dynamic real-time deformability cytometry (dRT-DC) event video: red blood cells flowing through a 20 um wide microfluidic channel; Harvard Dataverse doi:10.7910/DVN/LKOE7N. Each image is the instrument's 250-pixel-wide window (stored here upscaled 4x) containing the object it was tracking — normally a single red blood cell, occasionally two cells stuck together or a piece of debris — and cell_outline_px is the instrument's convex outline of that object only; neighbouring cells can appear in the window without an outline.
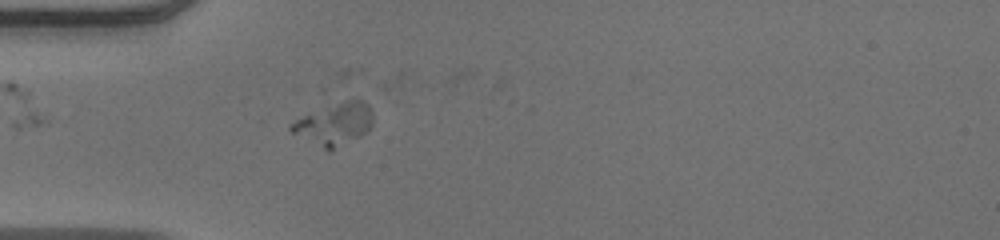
{"species": "human", "species_latin": "Homo sapiens", "temperature_condition": "warm", "stored_images_in_passage": 39, "camera_frame_rate_fps": 3000, "um_per_image_px": 0.085, "donor": {"sex": "male"}, "frame": {"image": 1, "passage_image": 1, "time_ms": 0.0, "image_size_px": [1000, 240], "cell_outline_px": [[372, 124], [360, 136], [332, 152], [328, 152], [292, 132], [288, 128], [288, 124], [304, 116], [344, 100], [364, 100], [368, 104], [372, 112]], "centroid_in_image_um": [28.42, 10.58], "position_along_channel_um": 56.6, "area_um2": 19.88}}
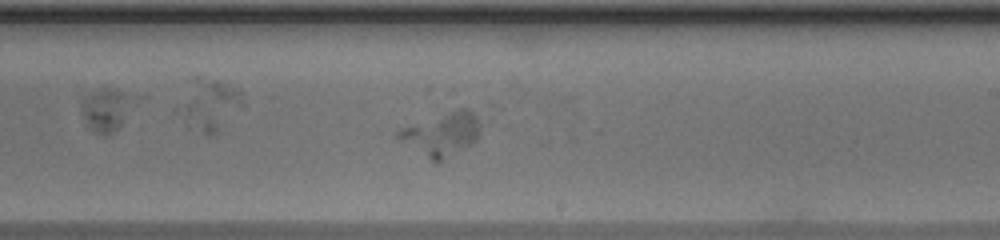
{"frame": {"image": 2, "passage_image": 17, "time_ms": 5.333, "image_size_px": [1000, 240], "cell_outline_px": [[480, 132], [476, 140], [472, 144], [440, 160], [432, 160], [400, 140], [396, 136], [396, 132], [400, 128], [460, 108], [468, 108], [476, 116], [480, 124]], "centroid_in_image_um": [37.57, 11.37], "position_along_channel_um": 251.4, "area_um2": 20.0}}
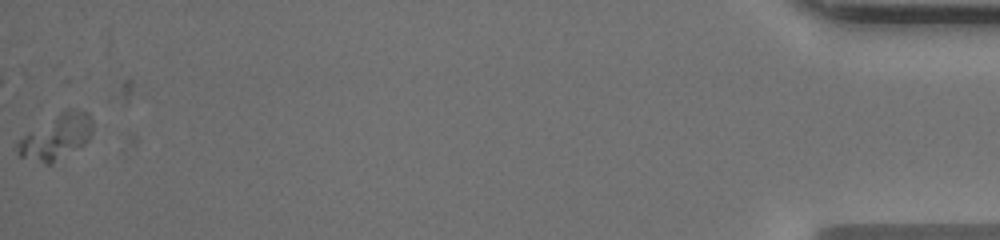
{"frame": {"image": 3, "passage_image": 39, "time_ms": 12.667, "image_size_px": [1000, 240], "cell_outline_px": [[92, 132], [88, 140], [84, 144], [52, 164], [48, 164], [20, 156], [16, 152], [16, 144], [28, 132], [64, 108], [76, 108], [88, 112], [92, 120]], "centroid_in_image_um": [4.81, 11.59], "position_along_channel_um": 430.4, "area_um2": 19.77}}